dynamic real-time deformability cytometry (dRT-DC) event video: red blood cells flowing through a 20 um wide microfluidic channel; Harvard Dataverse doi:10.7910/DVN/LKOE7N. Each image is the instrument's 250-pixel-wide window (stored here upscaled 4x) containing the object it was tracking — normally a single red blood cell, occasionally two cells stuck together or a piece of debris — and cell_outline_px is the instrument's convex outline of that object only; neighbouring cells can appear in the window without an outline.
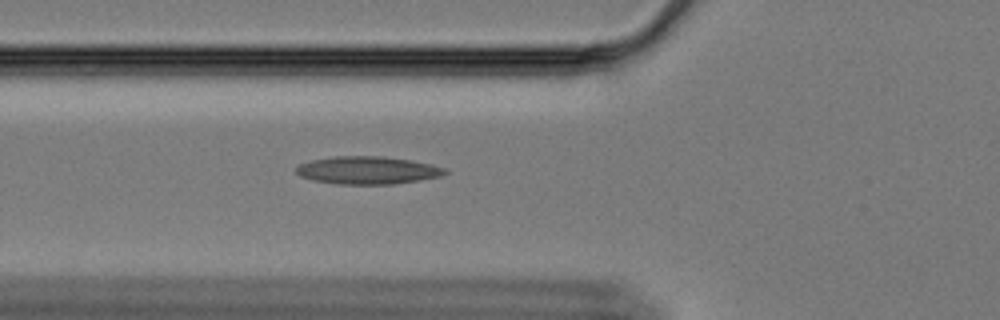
{"species": "Egyptian fruit bat (a non-hibernating species)", "species_latin": "Rousettus aegyptiacus", "temperature_condition": "cold", "stored_images_in_passage": 22, "camera_frame_rate_fps": 3000, "um_per_image_px": 0.085, "animal": {"sex": "female"}, "frame": {"image": 1, "passage_image": 4, "time_ms": 1.0, "image_size_px": [1000, 320], "cell_outline_px": [[448, 172], [440, 176], [420, 180], [392, 184], [336, 184], [312, 180], [300, 176], [296, 172], [296, 168], [300, 164], [312, 160], [332, 156], [384, 156], [432, 164], [444, 168]], "centroid_in_image_um": [31.22, 14.47], "position_along_channel_um": 94.6, "area_um2": 23.99}}
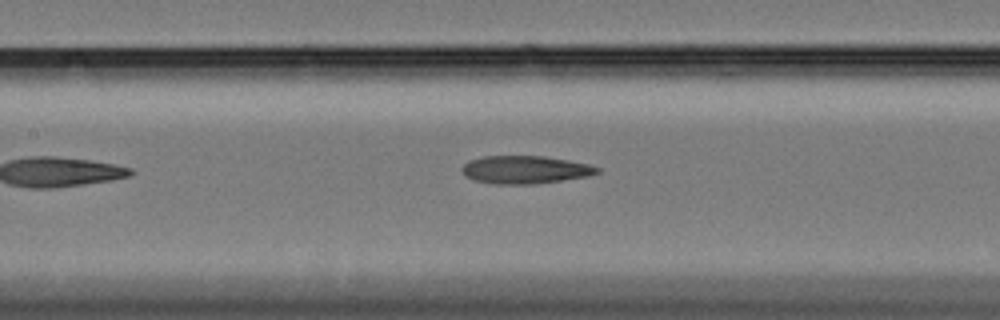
{"frame": {"image": 2, "passage_image": 10, "time_ms": 3.0, "image_size_px": [1000, 320], "cell_outline_px": [[600, 172], [584, 176], [560, 180], [528, 184], [492, 184], [472, 180], [460, 168], [468, 160], [484, 156], [544, 156], [568, 160], [588, 164], [600, 168]], "centroid_in_image_um": [44.58, 14.41], "position_along_channel_um": 162.8, "area_um2": 21.73}}
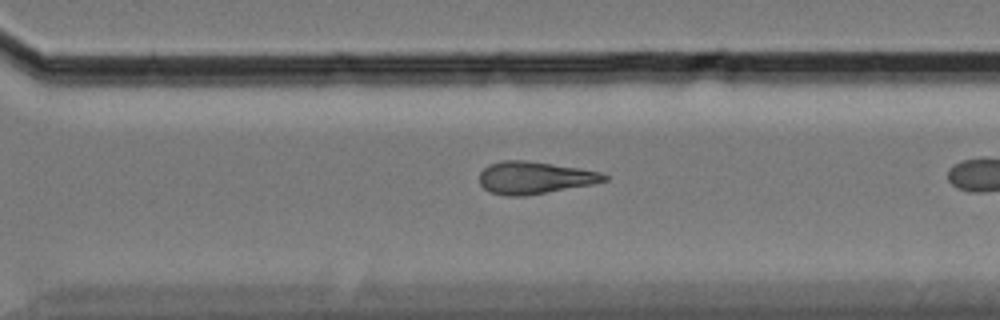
{"frame": {"image": 3, "passage_image": 21, "time_ms": 6.667, "image_size_px": [1000, 320], "cell_outline_px": [[608, 180], [592, 184], [524, 196], [508, 196], [492, 192], [484, 188], [480, 184], [480, 172], [488, 164], [504, 160], [524, 160], [580, 168], [600, 172], [608, 176]], "centroid_in_image_um": [45.43, 15.1], "position_along_channel_um": 325.2, "area_um2": 23.29}}